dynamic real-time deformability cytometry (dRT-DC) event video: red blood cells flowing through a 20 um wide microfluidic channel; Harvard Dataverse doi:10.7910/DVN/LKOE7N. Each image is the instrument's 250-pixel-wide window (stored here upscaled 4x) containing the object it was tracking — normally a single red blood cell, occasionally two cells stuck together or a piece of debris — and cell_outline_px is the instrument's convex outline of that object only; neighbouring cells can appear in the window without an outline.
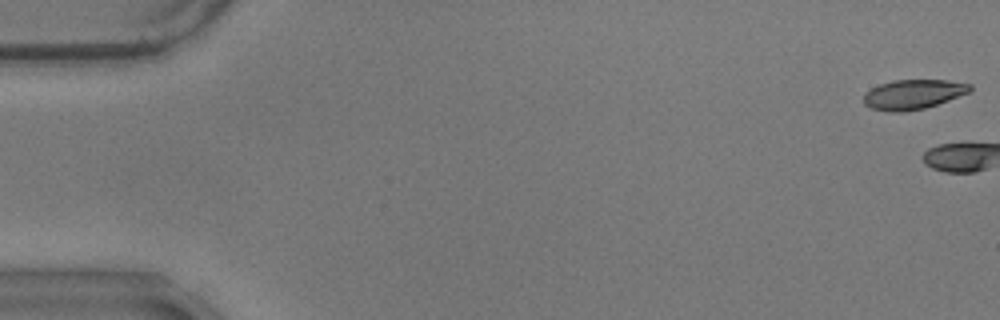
{"species": "common noctule bat (a hibernating species)", "species_latin": "Nyctalus noctula", "temperature_condition": "warm", "stored_images_in_passage": 3, "camera_frame_rate_fps": 3000, "um_per_image_px": 0.085, "animal": {"sex": "male", "body_mass_g": 17.9}, "frame": {"image": 1, "passage_image": 1, "time_ms": 0.0, "image_size_px": [1000, 320], "cell_outline_px": [[972, 88], [968, 92], [948, 100], [924, 108], [904, 112], [888, 112], [872, 108], [864, 104], [864, 92], [880, 84], [892, 80], [944, 80], [972, 84]], "centroid_in_image_um": [77.58, 8.02], "position_along_channel_um": 7.4, "area_um2": 18.26}}